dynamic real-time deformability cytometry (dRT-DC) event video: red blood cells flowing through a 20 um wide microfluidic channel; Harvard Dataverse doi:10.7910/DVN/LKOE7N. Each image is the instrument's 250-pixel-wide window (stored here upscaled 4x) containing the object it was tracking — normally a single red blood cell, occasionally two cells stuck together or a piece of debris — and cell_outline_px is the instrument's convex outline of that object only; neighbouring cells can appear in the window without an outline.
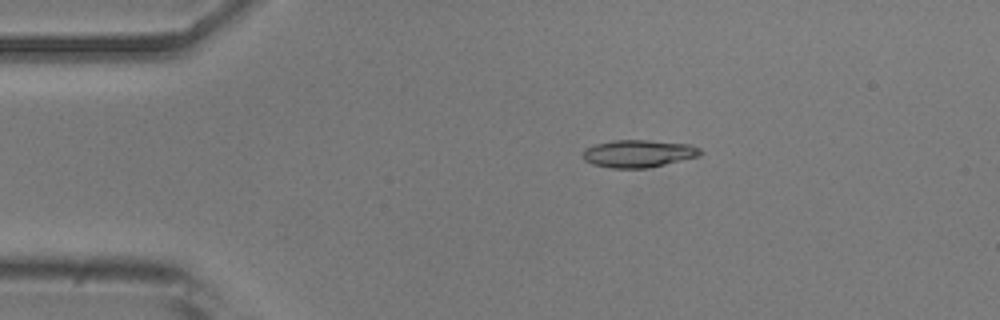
{"species": "common noctule bat (a hibernating species)", "species_latin": "Nyctalus noctula", "temperature_condition": "room temperature", "stored_images_in_passage": 4, "camera_frame_rate_fps": 3000, "um_per_image_px": 0.085, "animal": {"sex": "male", "body_mass_g": 20.5, "forearm_length_mm": 52.5}, "frame": {"image": 1, "passage_image": 1, "time_ms": 0.0, "image_size_px": [1000, 320], "cell_outline_px": [[704, 152], [700, 156], [648, 168], [612, 168], [592, 164], [584, 160], [584, 148], [596, 144], [612, 140], [648, 140], [692, 144], [700, 148]], "centroid_in_image_um": [54.31, 13.05], "position_along_channel_um": 30.7, "area_um2": 18.96}}
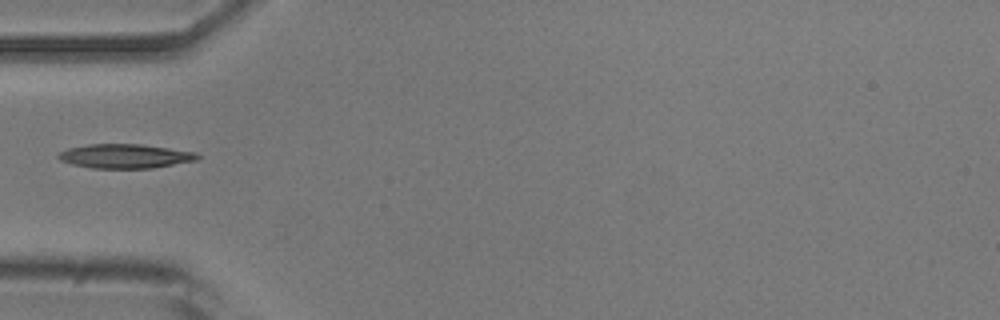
{"frame": {"image": 2, "passage_image": 3, "time_ms": 0.667, "image_size_px": [1000, 320], "cell_outline_px": [[200, 156], [196, 160], [152, 168], [92, 168], [72, 164], [60, 160], [56, 156], [60, 152], [68, 148], [88, 144], [140, 144], [196, 152]], "centroid_in_image_um": [10.6, 13.27], "position_along_channel_um": 74.4, "area_um2": 19.48}}
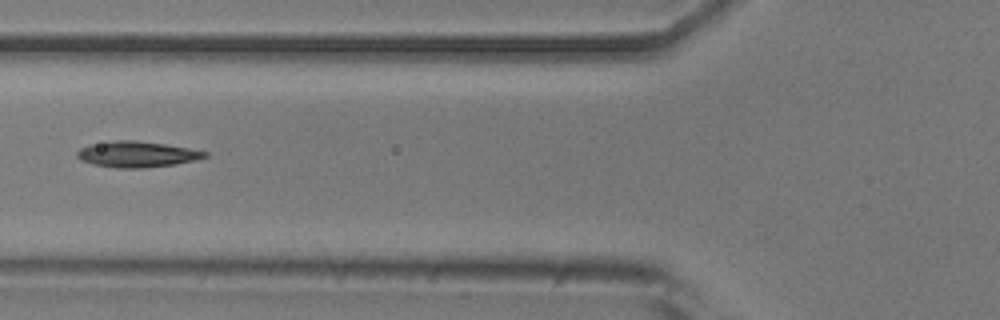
{"frame": {"image": 3, "passage_image": 4, "time_ms": 1.0, "image_size_px": [1000, 320], "cell_outline_px": [[208, 156], [196, 160], [172, 164], [144, 168], [116, 168], [92, 164], [80, 160], [76, 156], [76, 152], [80, 148], [88, 144], [116, 140], [132, 140], [164, 144], [188, 148], [208, 152]], "centroid_in_image_um": [11.58, 13.11], "position_along_channel_um": 114.2, "area_um2": 19.25}}